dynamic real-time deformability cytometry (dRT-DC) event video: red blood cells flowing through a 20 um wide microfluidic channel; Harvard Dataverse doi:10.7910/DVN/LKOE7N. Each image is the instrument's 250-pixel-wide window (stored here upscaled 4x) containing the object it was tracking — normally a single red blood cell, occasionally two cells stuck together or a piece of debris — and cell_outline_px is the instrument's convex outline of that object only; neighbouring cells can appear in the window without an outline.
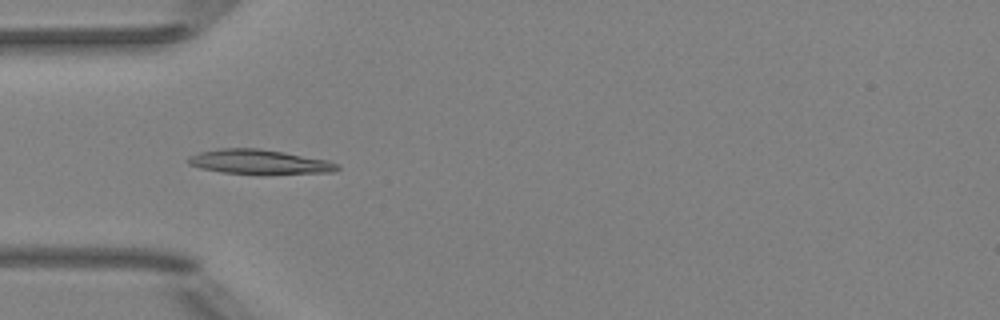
{"species": "Egyptian fruit bat (a non-hibernating species)", "species_latin": "Rousettus aegyptiacus", "temperature_condition": "room temperature", "stored_images_in_passage": 6, "camera_frame_rate_fps": 3000, "um_per_image_px": 0.085, "animal": {"sex": "female"}, "frame": {"image": 1, "passage_image": 4, "time_ms": 3.667, "image_size_px": [1000, 320], "cell_outline_px": [[340, 168], [332, 172], [224, 172], [200, 168], [188, 164], [188, 156], [200, 152], [220, 148], [256, 148], [284, 152], [328, 160], [340, 164]], "centroid_in_image_um": [22.0, 13.72], "position_along_channel_um": 63.0, "area_um2": 20.4}}
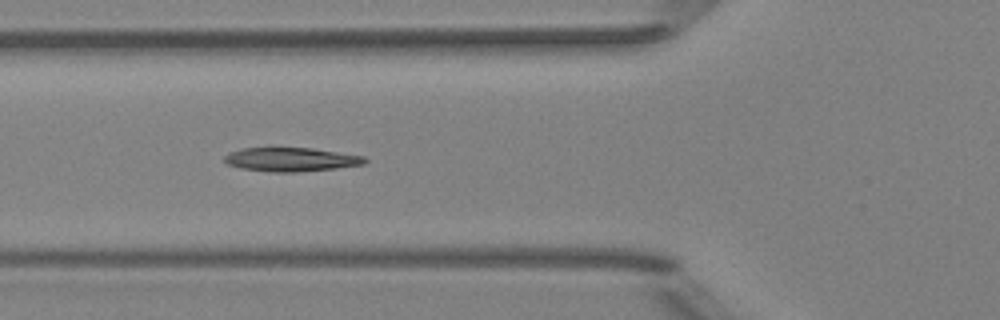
{"frame": {"image": 2, "passage_image": 5, "time_ms": 4.667, "image_size_px": [1000, 320], "cell_outline_px": [[368, 160], [364, 164], [336, 168], [296, 172], [272, 172], [240, 168], [228, 164], [224, 160], [224, 156], [240, 148], [312, 148], [364, 156]], "centroid_in_image_um": [24.74, 13.56], "position_along_channel_um": 101.1, "area_um2": 19.36}}
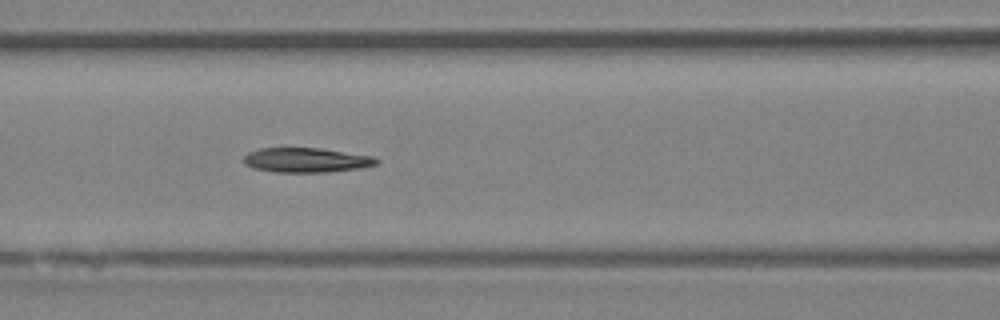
{"frame": {"image": 3, "passage_image": 6, "time_ms": 5.667, "image_size_px": [1000, 320], "cell_outline_px": [[380, 160], [376, 164], [356, 168], [328, 172], [272, 172], [252, 168], [244, 164], [244, 156], [248, 152], [260, 148], [320, 148], [372, 156]], "centroid_in_image_um": [25.97, 13.61], "position_along_channel_um": 140.6, "area_um2": 18.96}}